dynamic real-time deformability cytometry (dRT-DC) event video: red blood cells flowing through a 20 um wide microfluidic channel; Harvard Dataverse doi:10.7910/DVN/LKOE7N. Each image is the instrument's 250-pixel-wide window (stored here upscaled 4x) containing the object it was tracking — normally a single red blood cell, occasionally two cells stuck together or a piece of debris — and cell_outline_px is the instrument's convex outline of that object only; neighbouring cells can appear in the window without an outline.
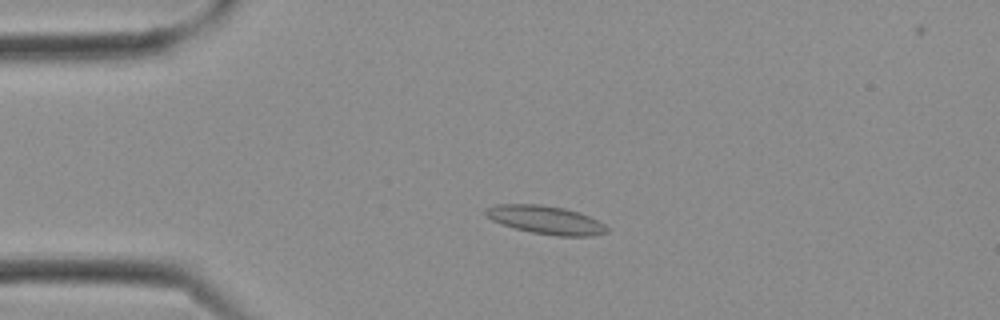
{"species": "Egyptian fruit bat (a non-hibernating species)", "species_latin": "Rousettus aegyptiacus", "temperature_condition": "cold", "stored_images_in_passage": 20, "camera_frame_rate_fps": 3000, "um_per_image_px": 0.085, "frame": {"image": 1, "passage_image": 6, "time_ms": 1.667, "image_size_px": [1000, 320], "cell_outline_px": [[608, 232], [592, 236], [556, 236], [532, 232], [516, 228], [492, 220], [484, 212], [484, 208], [496, 204], [540, 204], [564, 208], [580, 212], [604, 224], [608, 228]], "centroid_in_image_um": [46.39, 18.68], "position_along_channel_um": 38.6, "area_um2": 19.88}}
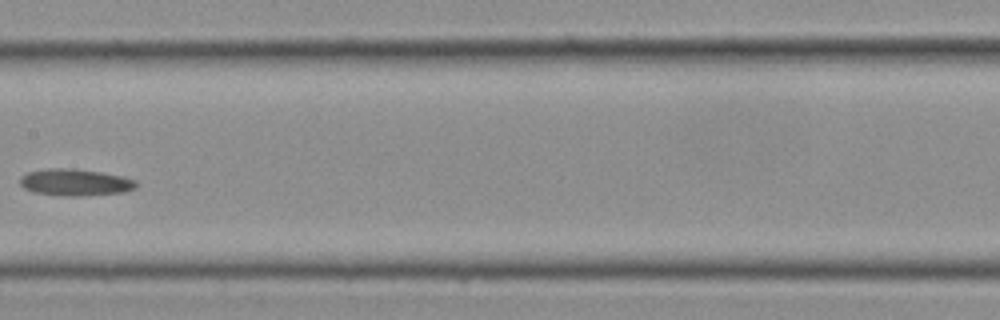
{"frame": {"image": 2, "passage_image": 14, "time_ms": 4.333, "image_size_px": [1000, 320], "cell_outline_px": [[136, 188], [124, 192], [84, 196], [68, 196], [32, 192], [24, 188], [20, 184], [20, 176], [28, 172], [48, 168], [68, 168], [100, 172], [124, 176], [136, 180]], "centroid_in_image_um": [6.39, 15.5], "position_along_channel_um": 201.0, "area_um2": 18.21}}
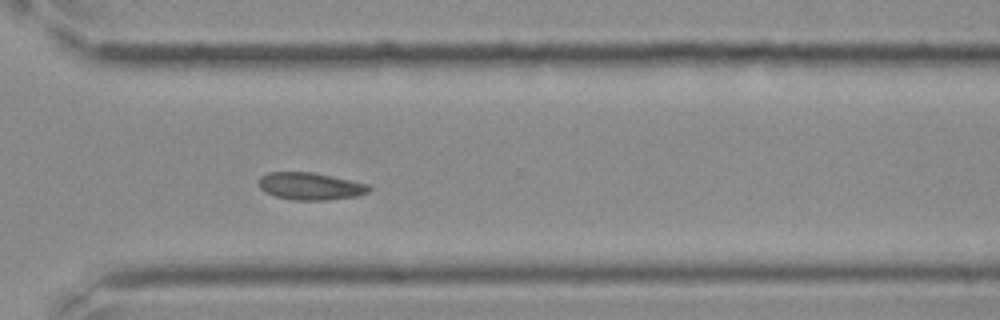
{"frame": {"image": 3, "passage_image": 20, "time_ms": 6.333, "image_size_px": [1000, 320], "cell_outline_px": [[372, 188], [368, 192], [356, 196], [324, 200], [292, 200], [276, 196], [264, 192], [260, 188], [260, 176], [268, 172], [312, 172], [332, 176], [368, 184]], "centroid_in_image_um": [26.37, 15.82], "position_along_channel_um": 344.2, "area_um2": 17.46}}